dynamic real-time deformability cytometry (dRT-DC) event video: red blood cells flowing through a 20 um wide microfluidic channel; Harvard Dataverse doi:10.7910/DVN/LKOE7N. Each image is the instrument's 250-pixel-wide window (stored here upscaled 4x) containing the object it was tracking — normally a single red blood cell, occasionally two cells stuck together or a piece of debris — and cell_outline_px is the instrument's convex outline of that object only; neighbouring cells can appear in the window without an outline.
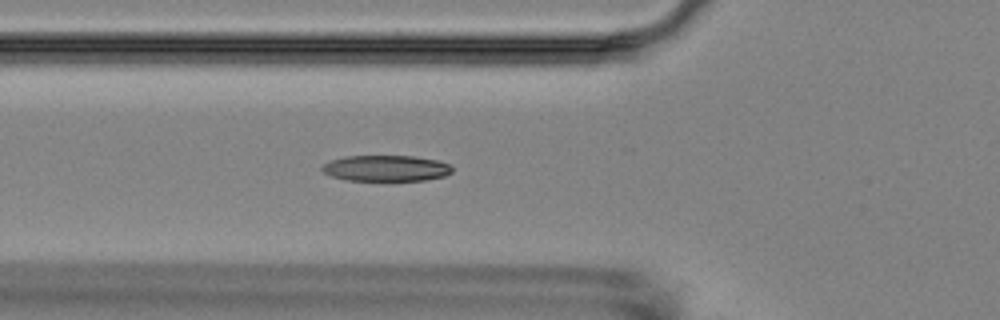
{"species": "Egyptian fruit bat (a non-hibernating species)", "species_latin": "Rousettus aegyptiacus", "temperature_condition": "room temperature", "stored_images_in_passage": 2, "camera_frame_rate_fps": 3000, "um_per_image_px": 0.085, "animal": {"sex": "female"}, "frame": {"image": 1, "passage_image": 2, "time_ms": 1.0, "image_size_px": [1000, 320], "cell_outline_px": [[452, 172], [444, 176], [424, 180], [348, 180], [332, 176], [324, 172], [320, 168], [324, 164], [332, 160], [344, 156], [412, 156], [436, 160], [448, 164], [452, 168]], "centroid_in_image_um": [32.8, 14.3], "position_along_channel_um": 93.0, "area_um2": 19.42}}